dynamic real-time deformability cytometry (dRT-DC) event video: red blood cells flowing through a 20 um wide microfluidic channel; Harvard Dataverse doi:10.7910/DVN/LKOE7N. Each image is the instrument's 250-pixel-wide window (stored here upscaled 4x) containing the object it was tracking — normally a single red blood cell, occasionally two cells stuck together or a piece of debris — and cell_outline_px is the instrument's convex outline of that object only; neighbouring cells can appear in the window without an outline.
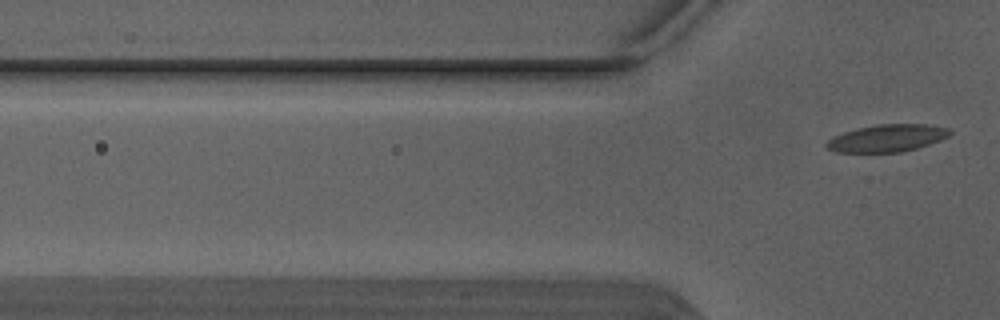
{"species": "Egyptian fruit bat (a non-hibernating species)", "species_latin": "Rousettus aegyptiacus", "temperature_condition": "warm", "stored_images_in_passage": 5, "camera_frame_rate_fps": 3000, "um_per_image_px": 0.085, "animal": {"sex": "male"}, "frame": {"image": 1, "passage_image": 5, "time_ms": 1.333, "image_size_px": [1000, 320], "cell_outline_px": [[952, 132], [948, 136], [940, 140], [916, 148], [900, 152], [836, 152], [828, 148], [824, 144], [828, 140], [844, 132], [876, 124], [928, 124], [948, 128]], "centroid_in_image_um": [75.42, 11.74], "position_along_channel_um": 50.4, "area_um2": 19.36}}